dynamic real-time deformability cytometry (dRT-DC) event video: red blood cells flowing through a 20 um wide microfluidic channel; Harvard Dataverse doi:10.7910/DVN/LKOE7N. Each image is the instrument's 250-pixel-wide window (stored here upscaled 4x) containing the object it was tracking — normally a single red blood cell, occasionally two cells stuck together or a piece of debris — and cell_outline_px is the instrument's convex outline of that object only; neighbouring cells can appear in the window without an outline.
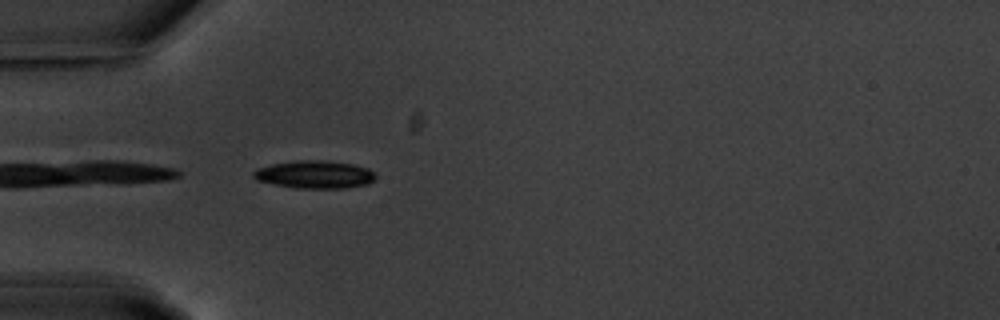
{"species": "common noctule bat (a hibernating species)", "species_latin": "Nyctalus noctula", "temperature_condition": "warm", "stored_images_in_passage": 8, "camera_frame_rate_fps": 3000, "um_per_image_px": 0.085, "animal": {"sex": "male", "body_mass_g": 20.1, "forearm_length_mm": 53.5}, "frame": {"image": 1, "passage_image": 1, "time_ms": 0.0, "image_size_px": [1000, 320], "cell_outline_px": [[376, 176], [368, 184], [344, 188], [296, 188], [256, 180], [252, 176], [252, 172], [256, 168], [272, 164], [296, 160], [324, 160], [352, 164], [368, 168]], "centroid_in_image_um": [26.71, 14.82], "position_along_channel_um": 58.3, "area_um2": 19.71}}